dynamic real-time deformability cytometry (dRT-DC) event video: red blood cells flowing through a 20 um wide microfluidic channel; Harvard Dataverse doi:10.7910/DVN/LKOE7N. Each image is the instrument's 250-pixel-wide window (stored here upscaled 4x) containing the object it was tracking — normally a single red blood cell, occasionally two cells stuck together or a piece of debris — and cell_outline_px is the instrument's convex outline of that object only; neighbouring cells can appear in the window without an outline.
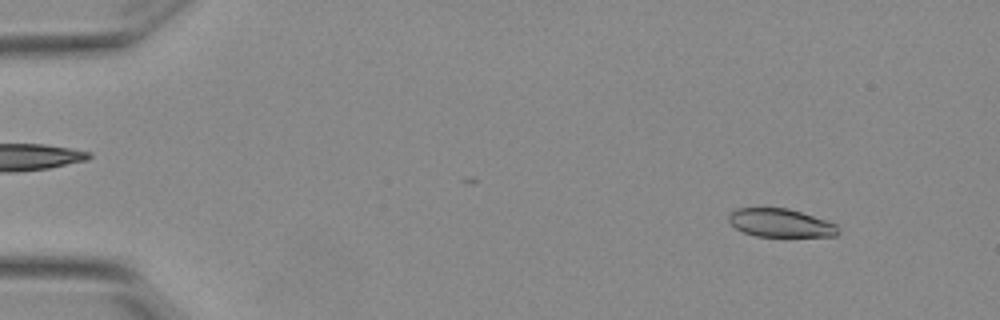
{"species": "Egyptian fruit bat (a non-hibernating species)", "species_latin": "Rousettus aegyptiacus", "temperature_condition": "warm", "stored_images_in_passage": 45, "camera_frame_rate_fps": 3000, "um_per_image_px": 0.085, "animal": {"sex": "female"}, "frame": {"image": 1, "passage_image": 4, "time_ms": 1.0, "image_size_px": [1000, 320], "cell_outline_px": [[840, 232], [836, 236], [756, 236], [744, 232], [736, 228], [728, 220], [728, 216], [736, 208], [788, 208], [836, 224]], "centroid_in_image_um": [66.33, 18.95], "position_along_channel_um": 18.7, "area_um2": 17.8}}
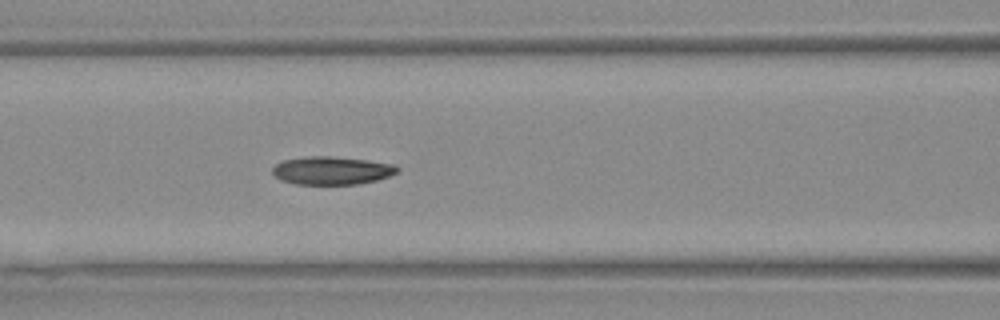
{"frame": {"image": 2, "passage_image": 22, "time_ms": 7.0, "image_size_px": [1000, 320], "cell_outline_px": [[400, 168], [396, 172], [388, 176], [376, 180], [356, 184], [296, 184], [280, 180], [272, 172], [272, 168], [276, 164], [284, 160], [312, 156], [328, 156], [368, 160], [396, 164]], "centroid_in_image_um": [28.21, 14.49], "position_along_channel_um": 138.4, "area_um2": 20.29}}
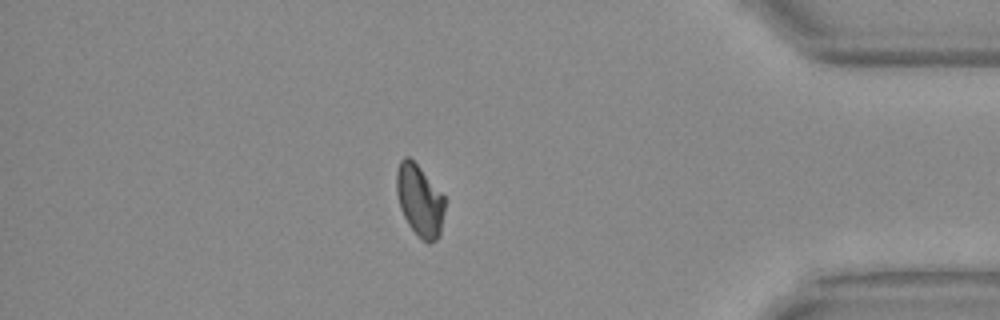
{"frame": {"image": 3, "passage_image": 45, "time_ms": 14.667, "image_size_px": [1000, 320], "cell_outline_px": [[444, 212], [440, 236], [436, 240], [428, 244], [420, 240], [408, 224], [400, 208], [396, 192], [396, 172], [400, 160], [404, 156], [408, 156], [420, 168], [444, 196]], "centroid_in_image_um": [35.66, 17.08], "position_along_channel_um": 399.5, "area_um2": 20.23}, "authors_computed_cell_mechanics": {"area_um2": 20.1722, "velocity_mm_per_s": 3.839, "shape_relaxation_time_tau1_ms": null, "shape_relaxation_time_tau2_ms": 3.7571, "deformation_change_tau1": null, "deformation_change_tau2": 0.0659}}